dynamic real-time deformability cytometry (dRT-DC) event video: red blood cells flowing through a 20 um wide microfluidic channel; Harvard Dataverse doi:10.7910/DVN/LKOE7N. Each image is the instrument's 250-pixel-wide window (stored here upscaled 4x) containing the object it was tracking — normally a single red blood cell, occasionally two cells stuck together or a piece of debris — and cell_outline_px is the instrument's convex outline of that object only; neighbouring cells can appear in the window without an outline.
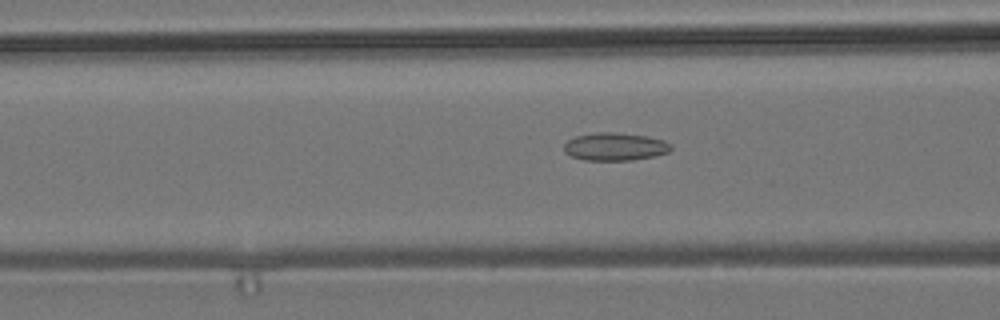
{"species": "common noctule bat (a hibernating species)", "species_latin": "Nyctalus noctula", "temperature_condition": "room temperature", "stored_images_in_passage": 25, "camera_frame_rate_fps": 3000, "um_per_image_px": 0.085, "animal": {"sex": "male", "body_mass_g": 19.2, "forearm_length_mm": 51.8}, "frame": {"image": 1, "passage_image": 13, "time_ms": 4.0, "image_size_px": [1000, 320], "cell_outline_px": [[672, 148], [668, 152], [656, 156], [632, 160], [584, 160], [572, 156], [564, 152], [564, 144], [568, 140], [576, 136], [596, 132], [612, 132], [648, 136], [664, 140], [672, 144]], "centroid_in_image_um": [52.3, 12.46], "position_along_channel_um": 114.3, "area_um2": 17.46}}
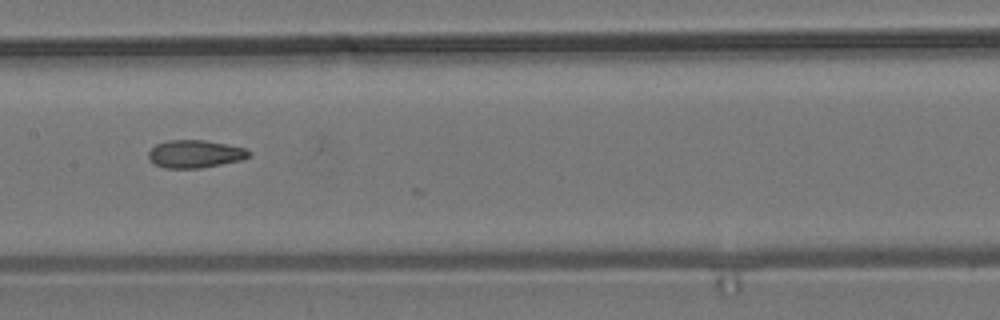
{"frame": {"image": 2, "passage_image": 19, "time_ms": 6.0, "image_size_px": [1000, 320], "cell_outline_px": [[252, 156], [240, 160], [200, 168], [164, 168], [148, 160], [148, 152], [156, 144], [168, 140], [204, 140], [228, 144], [244, 148], [252, 152]], "centroid_in_image_um": [16.58, 13.08], "position_along_channel_um": 190.8, "area_um2": 16.3}}
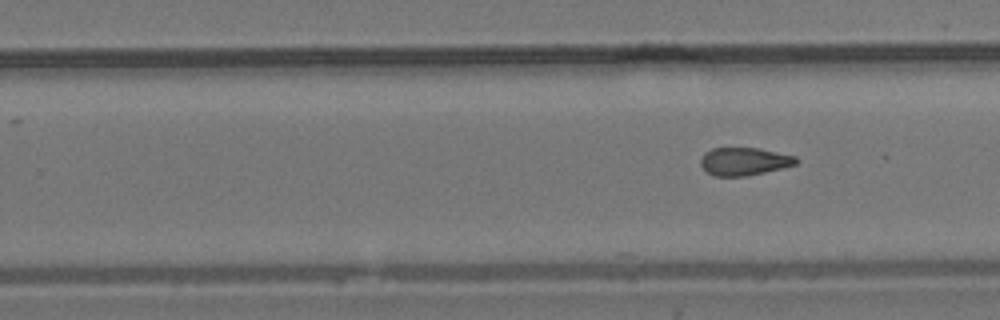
{"frame": {"image": 3, "passage_image": 25, "time_ms": 8.0, "image_size_px": [1000, 320], "cell_outline_px": [[800, 160], [796, 164], [764, 172], [744, 176], [716, 176], [708, 172], [700, 164], [700, 160], [704, 152], [712, 148], [760, 148], [796, 156]], "centroid_in_image_um": [63.26, 13.7], "position_along_channel_um": 266.5, "area_um2": 15.43}}